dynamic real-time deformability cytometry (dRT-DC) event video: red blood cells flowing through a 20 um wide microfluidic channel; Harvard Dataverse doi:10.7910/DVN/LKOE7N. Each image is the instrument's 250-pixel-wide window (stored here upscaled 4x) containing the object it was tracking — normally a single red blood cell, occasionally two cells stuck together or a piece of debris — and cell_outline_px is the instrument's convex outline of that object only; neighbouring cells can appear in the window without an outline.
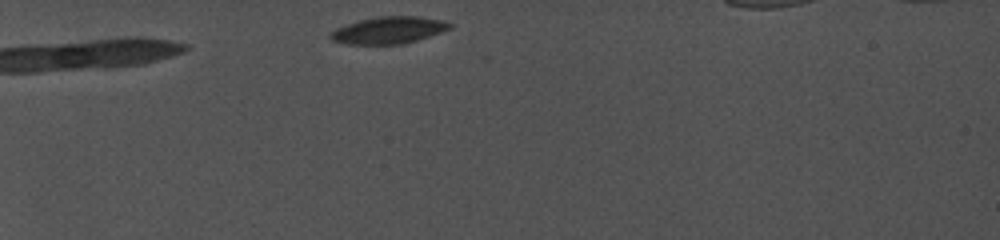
{"species": "common noctule bat (a hibernating species)", "species_latin": "Nyctalus noctula", "temperature_condition": "cold", "stored_images_in_passage": 11, "camera_frame_rate_fps": 5000, "um_per_image_px": 0.085, "animal": {"sex": "female", "body_mass_g": 19.0, "forearm_length_mm": 56.7}, "frame": {"image": 1, "passage_image": 1, "time_ms": 0.0, "image_size_px": [1000, 240], "cell_outline_px": [[452, 28], [404, 44], [344, 44], [332, 40], [328, 36], [328, 32], [336, 28], [360, 20], [376, 16], [420, 16], [444, 20], [452, 24]], "centroid_in_image_um": [33.01, 2.56], "position_along_channel_um": 52.0, "area_um2": 18.84}}
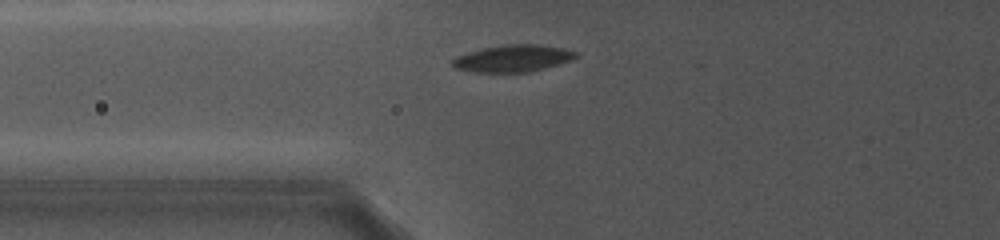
{"frame": {"image": 2, "passage_image": 4, "time_ms": 2.4, "image_size_px": [1000, 240], "cell_outline_px": [[580, 52], [576, 56], [568, 60], [544, 68], [528, 72], [472, 72], [452, 68], [448, 64], [448, 60], [456, 56], [468, 52], [484, 48], [504, 44], [536, 44], [564, 48]], "centroid_in_image_um": [43.48, 4.96], "position_along_channel_um": 82.3, "area_um2": 19.54}}